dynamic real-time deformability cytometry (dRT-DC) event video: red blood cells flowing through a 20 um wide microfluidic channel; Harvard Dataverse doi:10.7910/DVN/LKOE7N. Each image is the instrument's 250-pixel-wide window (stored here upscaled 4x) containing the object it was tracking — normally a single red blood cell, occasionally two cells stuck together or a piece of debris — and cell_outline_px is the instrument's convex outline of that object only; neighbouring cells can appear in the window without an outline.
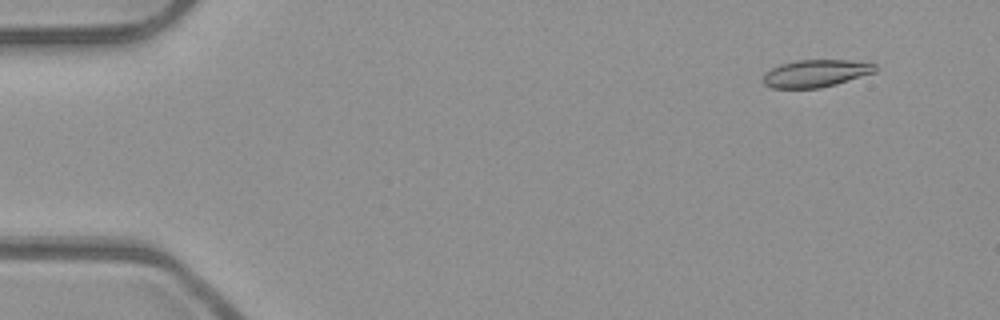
{"species": "common noctule bat (a hibernating species)", "species_latin": "Nyctalus noctula", "temperature_condition": "room temperature", "stored_images_in_passage": 53, "camera_frame_rate_fps": 3000, "um_per_image_px": 0.085, "animal": {"sex": "male", "body_mass_g": 23.1, "forearm_length_mm": 52.7}, "frame": {"image": 1, "passage_image": 5, "time_ms": 1.333, "image_size_px": [1000, 320], "cell_outline_px": [[876, 72], [836, 84], [820, 88], [772, 88], [764, 84], [760, 80], [764, 72], [780, 64], [796, 60], [848, 60], [876, 64]], "centroid_in_image_um": [69.29, 6.24], "position_along_channel_um": 15.7, "area_um2": 18.03}}
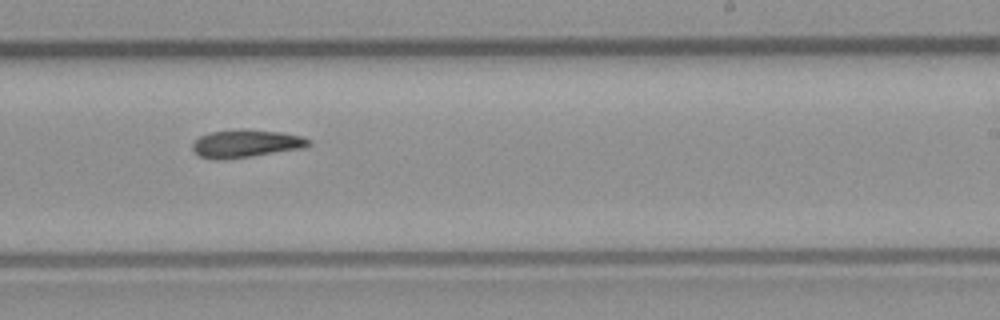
{"frame": {"image": 2, "passage_image": 33, "time_ms": 10.667, "image_size_px": [1000, 320], "cell_outline_px": [[312, 144], [304, 148], [252, 156], [224, 160], [212, 160], [200, 156], [192, 148], [192, 144], [200, 136], [208, 132], [236, 128], [240, 128], [280, 132], [300, 136], [312, 140]], "centroid_in_image_um": [20.9, 12.2], "position_along_channel_um": 268.1, "area_um2": 19.13}}
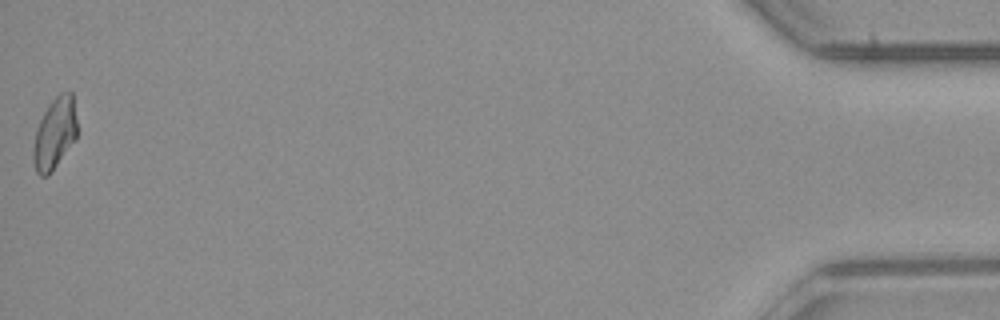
{"frame": {"image": 3, "passage_image": 53, "time_ms": 17.333, "image_size_px": [1000, 320], "cell_outline_px": [[76, 140], [52, 172], [48, 176], [40, 176], [36, 172], [32, 160], [32, 148], [36, 128], [48, 104], [60, 92], [72, 92], [76, 120]], "centroid_in_image_um": [4.63, 11.39], "position_along_channel_um": 430.6, "area_um2": 18.5}}